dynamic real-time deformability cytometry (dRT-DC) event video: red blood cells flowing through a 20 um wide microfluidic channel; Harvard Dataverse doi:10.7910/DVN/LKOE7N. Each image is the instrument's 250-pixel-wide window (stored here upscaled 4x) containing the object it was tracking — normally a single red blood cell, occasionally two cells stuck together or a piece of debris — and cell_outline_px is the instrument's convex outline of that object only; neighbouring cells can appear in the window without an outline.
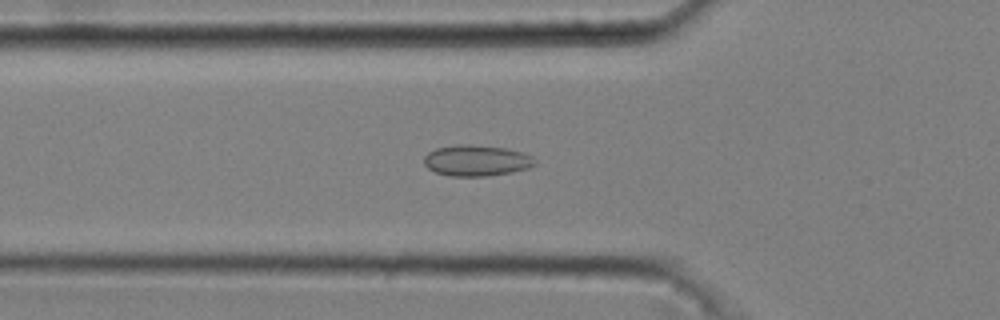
{"species": "common noctule bat (a hibernating species)", "species_latin": "Nyctalus noctula", "temperature_condition": "cold", "stored_images_in_passage": 49, "camera_frame_rate_fps": 3000, "um_per_image_px": 0.085, "animal": {"sex": "male", "body_mass_g": 20.4}, "frame": {"image": 1, "passage_image": 16, "time_ms": 5.0, "image_size_px": [1000, 320], "cell_outline_px": [[536, 164], [528, 168], [512, 172], [488, 176], [448, 176], [436, 172], [428, 168], [424, 164], [424, 156], [428, 152], [436, 148], [456, 144], [468, 144], [504, 148], [524, 152], [532, 156], [536, 160]], "centroid_in_image_um": [40.5, 13.64], "position_along_channel_um": 85.3, "area_um2": 20.17}}
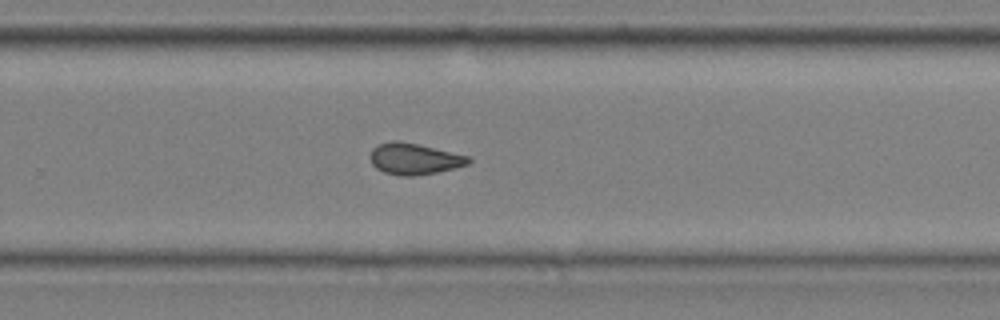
{"frame": {"image": 2, "passage_image": 33, "time_ms": 10.667, "image_size_px": [1000, 320], "cell_outline_px": [[472, 160], [468, 164], [456, 168], [436, 172], [412, 176], [400, 176], [384, 172], [376, 168], [372, 164], [368, 156], [372, 148], [380, 144], [392, 140], [396, 140], [416, 144], [468, 156]], "centroid_in_image_um": [35.17, 13.51], "position_along_channel_um": 294.6, "area_um2": 17.8}}
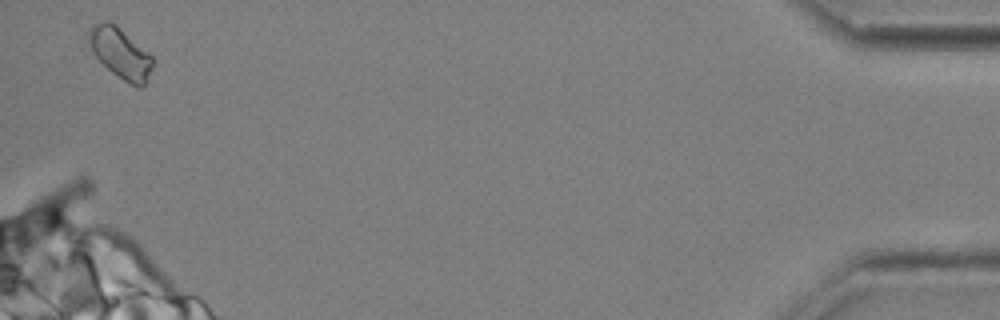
{"frame": {"image": 3, "passage_image": 49, "time_ms": 16.0, "image_size_px": [1000, 320], "cell_outline_px": [[156, 64], [144, 84], [140, 88], [136, 88], [112, 72], [92, 52], [88, 40], [88, 36], [92, 28], [96, 24], [104, 20], [116, 24], [148, 52], [156, 60]], "centroid_in_image_um": [10.3, 4.54], "position_along_channel_um": 424.9, "area_um2": 18.73}, "authors_computed_cell_mechanics": {"area_um2": 18.207, "velocity_mm_per_s": 3.6951, "shape_relaxation_time_tau1_ms": null, "shape_relaxation_time_tau2_ms": 2.5895, "deformation_change_tau1": null, "deformation_change_tau2": 0.0789}}